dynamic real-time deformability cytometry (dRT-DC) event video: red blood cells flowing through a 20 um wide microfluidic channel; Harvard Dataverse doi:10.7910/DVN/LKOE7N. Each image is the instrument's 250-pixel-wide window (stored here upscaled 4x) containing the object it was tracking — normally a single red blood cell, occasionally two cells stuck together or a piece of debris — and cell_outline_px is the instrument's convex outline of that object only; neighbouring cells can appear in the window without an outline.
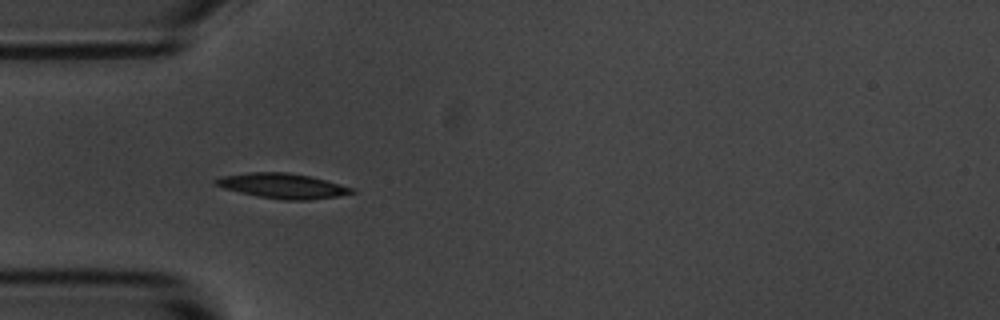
{"species": "common noctule bat (a hibernating species)", "species_latin": "Nyctalus noctula", "temperature_condition": "room temperature", "stored_images_in_passage": 13, "camera_frame_rate_fps": 3000, "um_per_image_px": 0.085, "animal": {"sex": "male", "body_mass_g": 20.1, "forearm_length_mm": 53.5}, "frame": {"image": 1, "passage_image": 3, "time_ms": 2.333, "image_size_px": [1000, 320], "cell_outline_px": [[356, 192], [336, 196], [308, 200], [284, 200], [260, 196], [240, 192], [224, 188], [212, 184], [212, 180], [224, 176], [252, 172], [288, 172], [308, 176], [340, 184], [352, 188]], "centroid_in_image_um": [23.98, 15.79], "position_along_channel_um": 61.0, "area_um2": 19.48}}
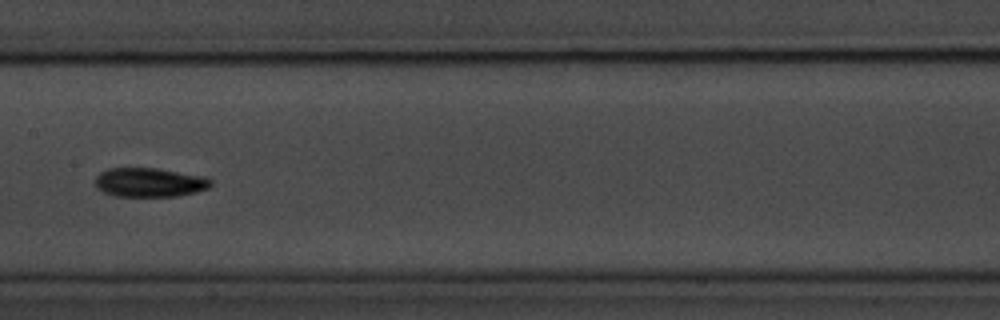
{"frame": {"image": 2, "passage_image": 6, "time_ms": 6.0, "image_size_px": [1000, 320], "cell_outline_px": [[212, 184], [208, 188], [196, 192], [176, 196], [116, 196], [104, 192], [96, 188], [96, 176], [100, 172], [108, 168], [160, 168], [208, 176], [212, 180]], "centroid_in_image_um": [12.76, 15.49], "position_along_channel_um": 194.6, "area_um2": 19.88}}
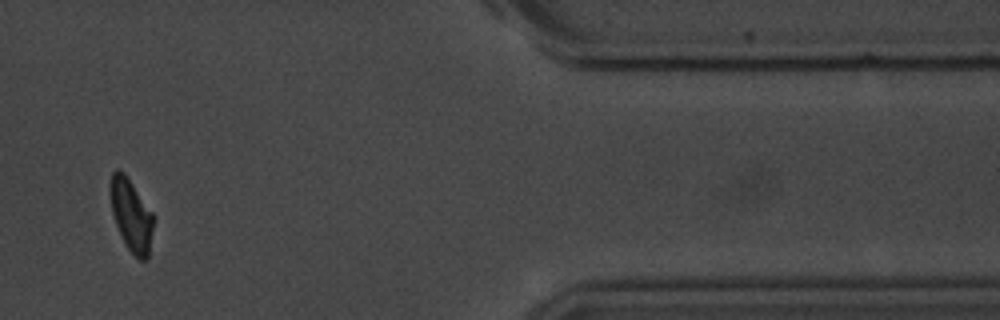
{"frame": {"image": 3, "passage_image": 11, "time_ms": 12.667, "image_size_px": [1000, 320], "cell_outline_px": [[156, 216], [148, 260], [140, 260], [128, 248], [120, 236], [112, 212], [112, 172], [116, 168], [124, 172]], "centroid_in_image_um": [11.23, 18.33], "position_along_channel_um": 400.2, "area_um2": 18.15}, "authors_computed_cell_mechanics": {"area_um2": 18.4382, "velocity_mm_per_s": 3.6789, "shape_relaxation_time_tau1_ms": 2.3673, "shape_relaxation_time_tau2_ms": null, "deformation_change_tau1": 0.1023, "deformation_change_tau2": null}}